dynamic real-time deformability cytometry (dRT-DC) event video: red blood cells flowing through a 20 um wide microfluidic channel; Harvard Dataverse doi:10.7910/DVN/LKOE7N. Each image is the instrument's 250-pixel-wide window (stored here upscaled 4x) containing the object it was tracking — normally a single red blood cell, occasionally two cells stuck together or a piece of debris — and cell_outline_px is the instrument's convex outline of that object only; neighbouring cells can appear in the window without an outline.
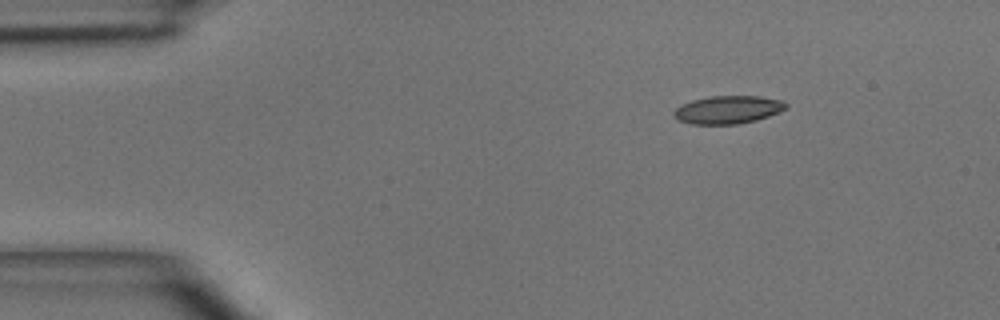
{"species": "common noctule bat (a hibernating species)", "species_latin": "Nyctalus noctula", "temperature_condition": "room temperature", "stored_images_in_passage": 4, "segment_of_instrument_passage": [2, 2], "camera_frame_rate_fps": 3000, "um_per_image_px": 0.085, "animal": {"sex": "male", "body_mass_g": 15.6}, "frame": {"image": 1, "passage_image": 4, "time_ms": 4.333, "image_size_px": [1000, 320], "cell_outline_px": [[788, 108], [780, 112], [756, 120], [740, 124], [692, 124], [676, 120], [672, 116], [672, 112], [680, 104], [692, 100], [712, 96], [760, 96], [784, 100], [788, 104]], "centroid_in_image_um": [61.87, 9.32], "position_along_channel_um": 23.1, "area_um2": 18.61}}